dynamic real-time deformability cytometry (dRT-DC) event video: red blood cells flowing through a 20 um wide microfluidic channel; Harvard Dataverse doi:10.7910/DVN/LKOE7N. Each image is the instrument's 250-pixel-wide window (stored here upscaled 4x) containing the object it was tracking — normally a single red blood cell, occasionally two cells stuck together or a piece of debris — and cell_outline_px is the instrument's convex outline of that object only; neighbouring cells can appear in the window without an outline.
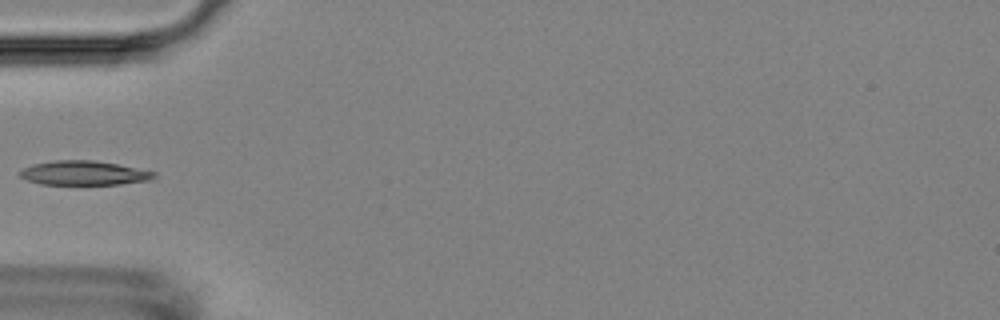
{"species": "Egyptian fruit bat (a non-hibernating species)", "species_latin": "Rousettus aegyptiacus", "temperature_condition": "room temperature", "stored_images_in_passage": 8, "camera_frame_rate_fps": 3000, "um_per_image_px": 0.085, "animal": {"sex": "female"}, "frame": {"image": 1, "passage_image": 5, "time_ms": 6.0, "image_size_px": [1000, 320], "cell_outline_px": [[156, 180], [120, 184], [40, 184], [28, 180], [20, 176], [20, 172], [24, 168], [32, 164], [56, 160], [92, 160], [116, 164], [156, 172]], "centroid_in_image_um": [7.18, 14.71], "position_along_channel_um": 77.8, "area_um2": 18.9}}
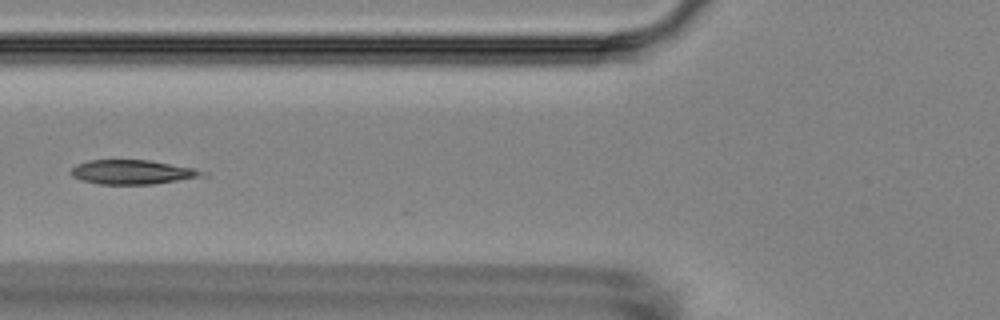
{"frame": {"image": 2, "passage_image": 6, "time_ms": 7.0, "image_size_px": [1000, 320], "cell_outline_px": [[208, 176], [152, 184], [100, 184], [84, 180], [72, 176], [68, 172], [76, 164], [88, 160], [148, 160], [196, 168], [208, 172]], "centroid_in_image_um": [11.3, 14.62], "position_along_channel_um": 114.5, "area_um2": 18.73}}
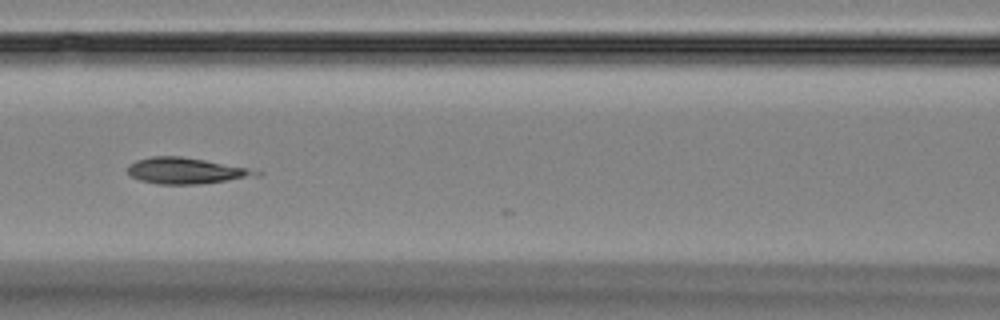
{"frame": {"image": 3, "passage_image": 7, "time_ms": 8.0, "image_size_px": [1000, 320], "cell_outline_px": [[264, 172], [260, 176], [200, 184], [156, 184], [140, 180], [132, 176], [128, 172], [128, 164], [136, 160], [152, 156], [180, 156], [204, 160]], "centroid_in_image_um": [15.78, 14.52], "position_along_channel_um": 150.8, "area_um2": 19.36}}